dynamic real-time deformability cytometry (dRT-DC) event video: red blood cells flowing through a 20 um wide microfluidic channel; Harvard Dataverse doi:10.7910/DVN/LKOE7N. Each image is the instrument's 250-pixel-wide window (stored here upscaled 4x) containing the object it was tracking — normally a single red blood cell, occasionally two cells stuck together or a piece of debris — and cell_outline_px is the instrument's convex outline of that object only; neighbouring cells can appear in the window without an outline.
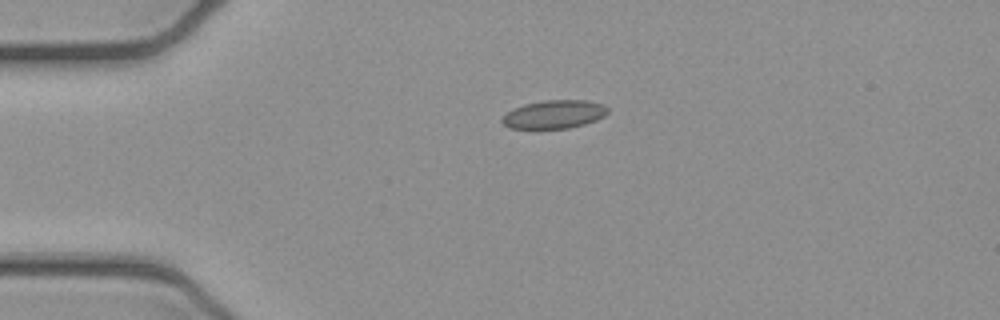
{"species": "common noctule bat (a hibernating species)", "species_latin": "Nyctalus noctula", "temperature_condition": "cold", "stored_images_in_passage": 2, "camera_frame_rate_fps": 3000, "um_per_image_px": 0.085, "animal": {"sex": "female", "body_mass_g": 21.9}, "frame": {"image": 1, "passage_image": 2, "time_ms": 0.333, "image_size_px": [1000, 320], "cell_outline_px": [[608, 112], [604, 116], [596, 120], [584, 124], [568, 128], [508, 128], [500, 120], [512, 108], [524, 104], [544, 100], [588, 100], [604, 104], [608, 108]], "centroid_in_image_um": [47.11, 9.7], "position_along_channel_um": 37.9, "area_um2": 17.46}}